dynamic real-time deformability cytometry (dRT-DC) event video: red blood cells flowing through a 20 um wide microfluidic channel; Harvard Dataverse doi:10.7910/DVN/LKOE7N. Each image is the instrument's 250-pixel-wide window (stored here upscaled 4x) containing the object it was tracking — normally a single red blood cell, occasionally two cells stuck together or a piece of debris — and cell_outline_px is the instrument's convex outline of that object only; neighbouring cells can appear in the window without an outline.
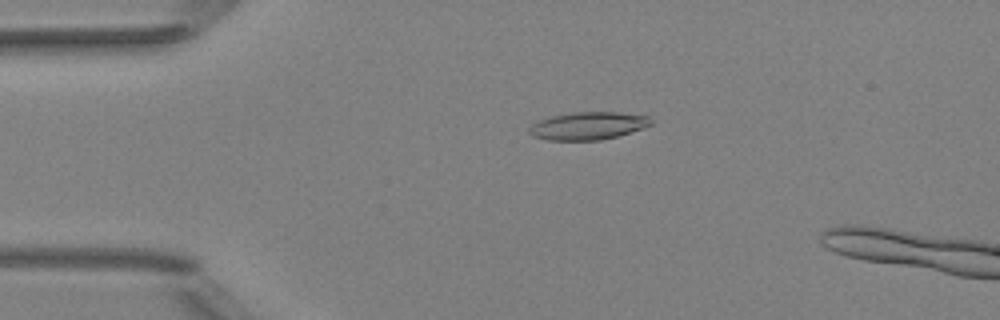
{"species": "Egyptian fruit bat (a non-hibernating species)", "species_latin": "Rousettus aegyptiacus", "temperature_condition": "room temperature", "stored_images_in_passage": 48, "camera_frame_rate_fps": 3000, "um_per_image_px": 0.085, "animal": {"sex": "female"}, "frame": {"image": 1, "passage_image": 11, "time_ms": 3.333, "image_size_px": [1000, 320], "cell_outline_px": [[652, 124], [644, 128], [620, 136], [600, 140], [548, 140], [532, 136], [528, 132], [528, 128], [536, 120], [552, 116], [572, 112], [620, 112], [648, 116], [652, 120]], "centroid_in_image_um": [49.98, 10.69], "position_along_channel_um": 35.0, "area_um2": 19.94}}
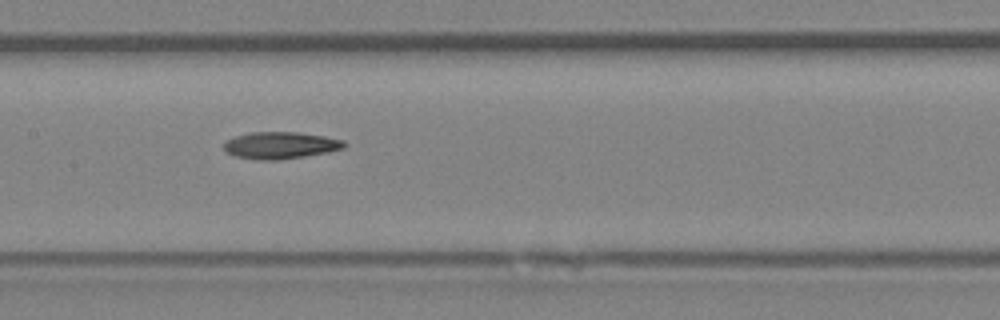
{"frame": {"image": 2, "passage_image": 25, "time_ms": 8.0, "image_size_px": [1000, 320], "cell_outline_px": [[348, 144], [344, 148], [328, 152], [280, 160], [256, 160], [236, 156], [228, 152], [224, 148], [224, 144], [228, 140], [236, 136], [248, 132], [296, 132], [324, 136], [344, 140]], "centroid_in_image_um": [23.87, 12.35], "position_along_channel_um": 183.5, "area_um2": 18.84}}
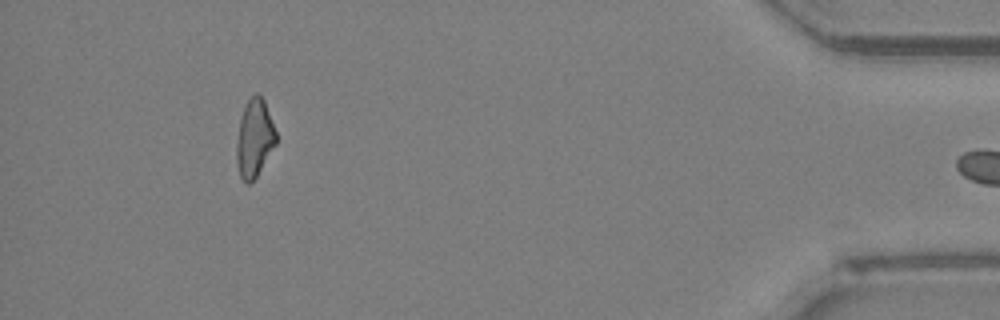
{"frame": {"image": 3, "passage_image": 47, "time_ms": 15.333, "image_size_px": [1000, 320], "cell_outline_px": [[276, 144], [256, 176], [248, 184], [240, 176], [236, 164], [236, 144], [240, 120], [244, 104], [256, 92], [260, 92], [264, 100], [276, 132]], "centroid_in_image_um": [21.61, 11.71], "position_along_channel_um": 413.6, "area_um2": 17.8}}